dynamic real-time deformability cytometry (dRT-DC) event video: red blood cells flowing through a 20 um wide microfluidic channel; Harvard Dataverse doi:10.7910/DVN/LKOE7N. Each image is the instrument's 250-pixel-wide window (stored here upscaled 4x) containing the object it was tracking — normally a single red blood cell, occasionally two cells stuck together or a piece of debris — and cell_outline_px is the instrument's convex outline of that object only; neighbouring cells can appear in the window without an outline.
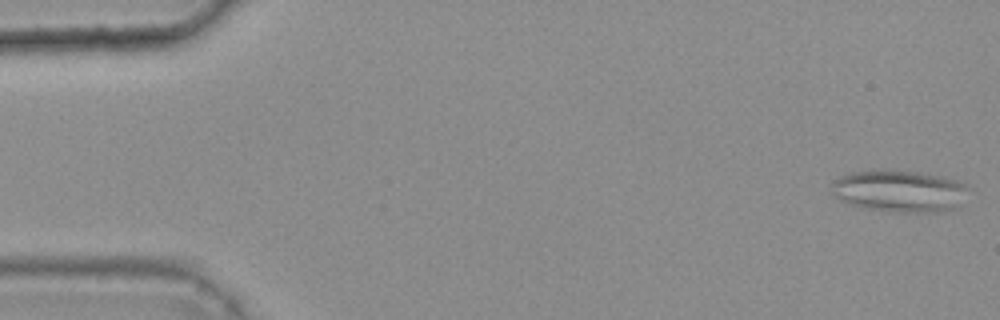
{"species": "common noctule bat (a hibernating species)", "species_latin": "Nyctalus noctula", "temperature_condition": "warm", "stored_images_in_passage": 8, "camera_frame_rate_fps": 3000, "um_per_image_px": 0.085, "animal": {"sex": "female", "body_mass_g": 25.1}, "frame": {"image": 1, "passage_image": 1, "time_ms": 0.0, "image_size_px": [1000, 320], "cell_outline_px": [[968, 188], [956, 208], [940, 212], [892, 212], [864, 208], [848, 204], [840, 200], [828, 192], [828, 184], [832, 180], [840, 176], [852, 172], [880, 168], [884, 168], [920, 172], [956, 180], [964, 184]], "centroid_in_image_um": [76.32, 16.22], "position_along_channel_um": 8.7, "area_um2": 34.16}}